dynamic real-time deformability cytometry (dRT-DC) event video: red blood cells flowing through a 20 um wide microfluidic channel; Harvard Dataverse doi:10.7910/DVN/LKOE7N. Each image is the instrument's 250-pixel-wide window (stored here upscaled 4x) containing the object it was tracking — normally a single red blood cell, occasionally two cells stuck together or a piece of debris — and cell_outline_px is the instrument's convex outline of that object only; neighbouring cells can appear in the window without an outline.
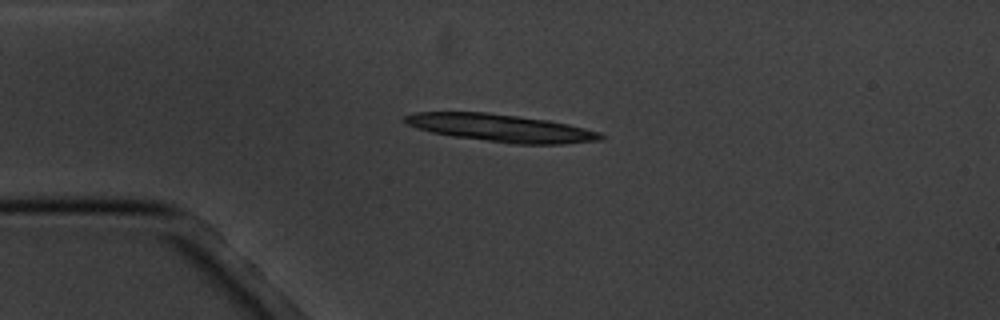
{"species": "common noctule bat (a hibernating species)", "species_latin": "Nyctalus noctula", "temperature_condition": "cold", "stored_images_in_passage": 4, "camera_frame_rate_fps": 3000, "um_per_image_px": 0.085, "animal": {"sex": "male", "body_mass_g": 20.1, "forearm_length_mm": 53.5}, "frame": {"image": 1, "passage_image": 2, "time_ms": 2.0, "image_size_px": [1000, 320], "cell_outline_px": [[604, 136], [600, 140], [560, 144], [516, 144], [452, 136], [432, 132], [416, 128], [408, 124], [404, 120], [404, 116], [416, 112], [484, 112], [548, 120], [568, 124], [600, 132]], "centroid_in_image_um": [42.58, 10.88], "position_along_channel_um": 42.4, "area_um2": 31.1}}